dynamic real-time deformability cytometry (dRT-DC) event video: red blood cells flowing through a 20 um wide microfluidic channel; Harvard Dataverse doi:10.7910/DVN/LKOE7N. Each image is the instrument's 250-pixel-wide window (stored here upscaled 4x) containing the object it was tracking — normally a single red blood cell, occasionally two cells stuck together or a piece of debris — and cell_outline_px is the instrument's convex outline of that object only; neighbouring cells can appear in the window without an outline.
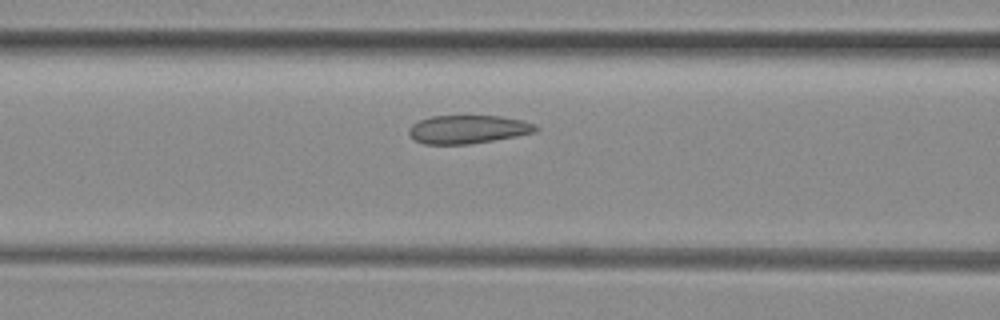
{"species": "common noctule bat (a hibernating species)", "species_latin": "Nyctalus noctula", "temperature_condition": "room temperature", "stored_images_in_passage": 12, "camera_frame_rate_fps": 3000, "um_per_image_px": 0.085, "animal": {"sex": "female", "body_mass_g": 29.2, "forearm_length_mm": 56.3}, "frame": {"image": 1, "passage_image": 10, "time_ms": 3.0, "image_size_px": [1000, 320], "cell_outline_px": [[540, 128], [536, 132], [516, 136], [468, 144], [424, 144], [416, 140], [408, 132], [408, 128], [412, 124], [420, 120], [432, 116], [500, 116], [524, 120], [536, 124]], "centroid_in_image_um": [39.81, 10.98], "position_along_channel_um": 126.8, "area_um2": 20.92}}